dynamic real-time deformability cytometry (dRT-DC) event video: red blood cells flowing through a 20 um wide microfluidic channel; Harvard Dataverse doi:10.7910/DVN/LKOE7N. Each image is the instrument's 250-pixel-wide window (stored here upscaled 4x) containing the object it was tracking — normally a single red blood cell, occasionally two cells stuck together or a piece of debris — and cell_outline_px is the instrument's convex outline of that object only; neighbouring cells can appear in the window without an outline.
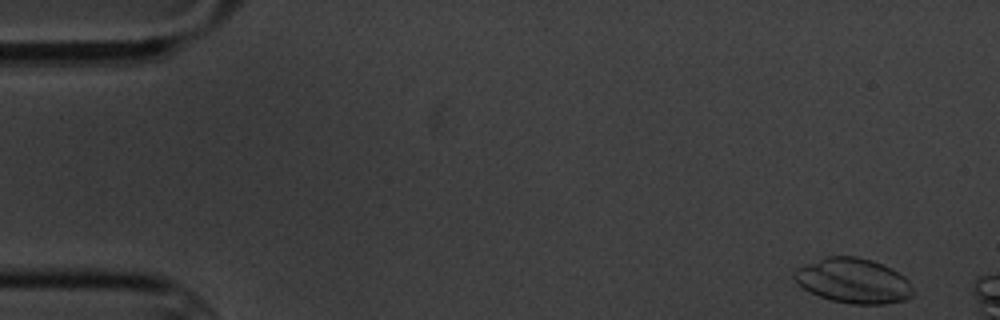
{"species": "common noctule bat (a hibernating species)", "species_latin": "Nyctalus noctula", "temperature_condition": "cold", "stored_images_in_passage": 3, "camera_frame_rate_fps": 3000, "um_per_image_px": 0.085, "animal": {"sex": "male", "body_mass_g": 20.1, "forearm_length_mm": 53.5}, "frame": {"image": 1, "passage_image": 1, "time_ms": 0.0, "image_size_px": [1000, 320], "cell_outline_px": [[912, 296], [904, 300], [884, 304], [852, 304], [832, 300], [820, 296], [796, 284], [792, 276], [792, 272], [796, 268], [824, 256], [856, 256], [872, 260], [892, 268], [904, 276], [908, 280], [912, 288]], "centroid_in_image_um": [72.5, 23.85], "position_along_channel_um": 12.5, "area_um2": 31.21}}